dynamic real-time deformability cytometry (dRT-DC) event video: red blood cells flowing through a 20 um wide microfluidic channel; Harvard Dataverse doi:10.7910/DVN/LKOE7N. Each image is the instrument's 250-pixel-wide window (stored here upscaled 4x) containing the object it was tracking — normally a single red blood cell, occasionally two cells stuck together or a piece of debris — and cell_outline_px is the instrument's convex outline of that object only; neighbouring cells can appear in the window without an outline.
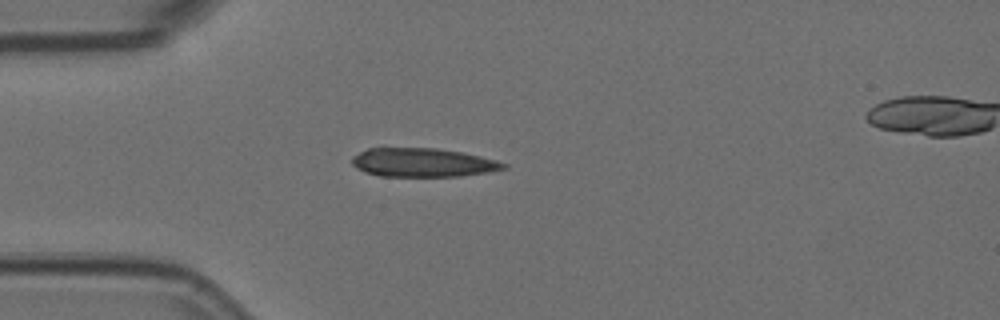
{"species": "Egyptian fruit bat (a non-hibernating species)", "species_latin": "Rousettus aegyptiacus", "temperature_condition": "room temperature", "stored_images_in_passage": 5, "segment_of_instrument_passage": [1, 2], "camera_frame_rate_fps": 3000, "um_per_image_px": 0.085, "animal": {"sex": "female"}, "frame": {"image": 1, "passage_image": 4, "time_ms": 1.0, "image_size_px": [1000, 320], "cell_outline_px": [[508, 168], [488, 172], [460, 176], [380, 176], [364, 172], [356, 168], [352, 164], [352, 156], [368, 148], [436, 148], [464, 152], [496, 160], [508, 164]], "centroid_in_image_um": [35.95, 13.81], "position_along_channel_um": 49.1, "area_um2": 25.49}}